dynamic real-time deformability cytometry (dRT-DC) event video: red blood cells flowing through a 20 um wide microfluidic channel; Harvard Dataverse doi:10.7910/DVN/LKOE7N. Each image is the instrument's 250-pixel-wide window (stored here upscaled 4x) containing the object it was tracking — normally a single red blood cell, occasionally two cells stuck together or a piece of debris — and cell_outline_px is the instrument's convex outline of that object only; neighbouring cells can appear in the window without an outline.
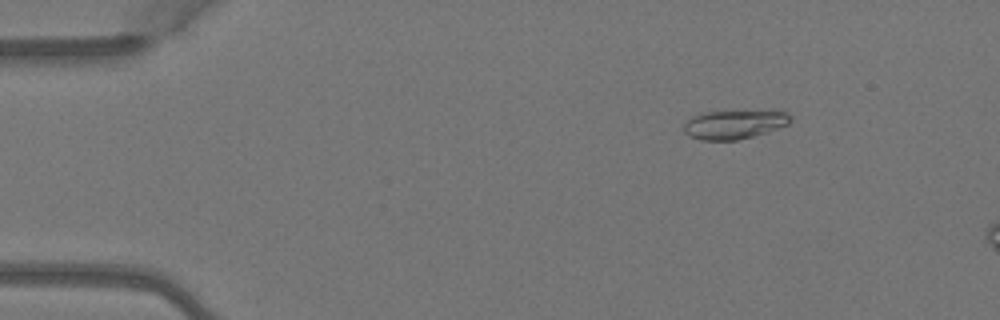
{"species": "Egyptian fruit bat (a non-hibernating species)", "species_latin": "Rousettus aegyptiacus", "temperature_condition": "warm", "stored_images_in_passage": 3, "camera_frame_rate_fps": 3000, "um_per_image_px": 0.085, "animal": {"sex": "female"}, "frame": {"image": 1, "passage_image": 1, "time_ms": 0.0, "image_size_px": [1000, 320], "cell_outline_px": [[792, 120], [788, 124], [780, 128], [768, 132], [736, 140], [700, 140], [688, 136], [684, 132], [684, 124], [692, 116], [704, 112], [772, 108], [780, 108], [788, 112], [792, 116]], "centroid_in_image_um": [62.53, 10.51], "position_along_channel_um": 22.5, "area_um2": 19.02}}